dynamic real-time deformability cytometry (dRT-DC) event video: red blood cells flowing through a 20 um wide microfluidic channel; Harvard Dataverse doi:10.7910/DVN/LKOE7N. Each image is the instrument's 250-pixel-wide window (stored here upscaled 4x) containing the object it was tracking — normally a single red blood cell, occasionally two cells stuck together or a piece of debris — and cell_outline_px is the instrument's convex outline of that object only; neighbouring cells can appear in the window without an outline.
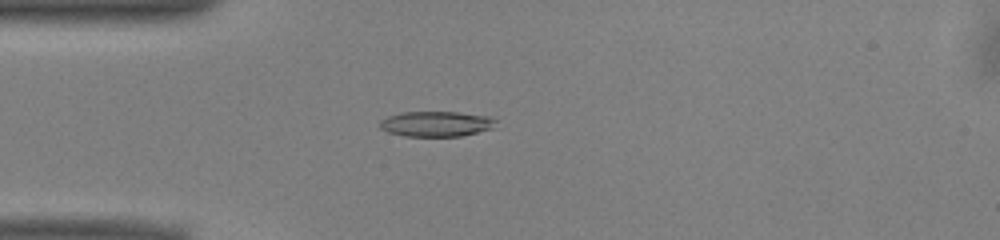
{"species": "common noctule bat (a hibernating species)", "species_latin": "Nyctalus noctula", "temperature_condition": "warm", "stored_images_in_passage": 42, "camera_frame_rate_fps": 3000, "um_per_image_px": 0.085, "animal": {"sex": "male", "body_mass_g": 13.0, "forearm_length_mm": 53.1}, "frame": {"image": 1, "passage_image": 4, "time_ms": 1.0, "image_size_px": [1000, 240], "cell_outline_px": [[496, 128], [460, 136], [404, 136], [388, 132], [380, 128], [380, 120], [388, 116], [400, 112], [456, 112], [488, 116], [496, 120]], "centroid_in_image_um": [37.09, 10.53], "position_along_channel_um": 47.9, "area_um2": 17.17}}
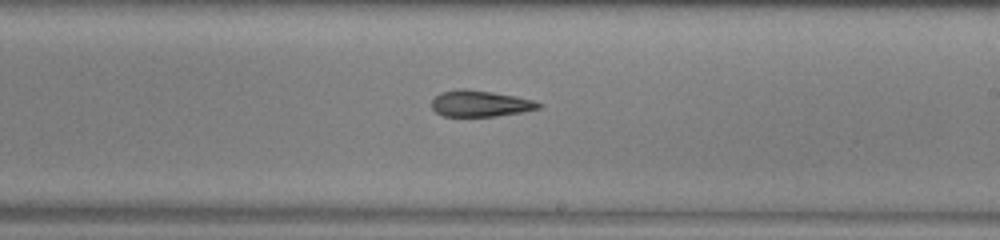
{"frame": {"image": 2, "passage_image": 20, "time_ms": 6.333, "image_size_px": [1000, 240], "cell_outline_px": [[544, 104], [540, 108], [524, 112], [496, 116], [444, 116], [436, 112], [432, 108], [432, 100], [440, 92], [460, 88], [464, 88], [492, 92], [516, 96], [532, 100]], "centroid_in_image_um": [40.83, 8.8], "position_along_channel_um": 248.2, "area_um2": 16.42}}
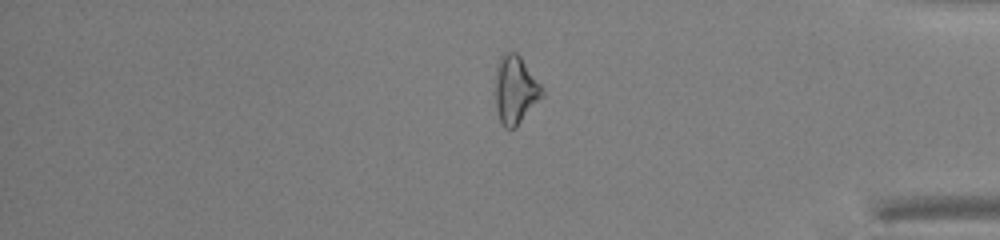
{"frame": {"image": 3, "passage_image": 33, "time_ms": 10.667, "image_size_px": [1000, 240], "cell_outline_px": [[544, 96], [516, 128], [504, 128], [500, 120], [496, 108], [496, 64], [500, 56], [504, 52], [516, 52], [520, 56], [540, 84], [544, 92]], "centroid_in_image_um": [43.81, 7.64], "position_along_channel_um": 391.4, "area_um2": 18.61}, "authors_computed_cell_mechanics": {"area_um2": 17.34, "velocity_mm_per_s": 3.9741, "shape_relaxation_time_tau1_ms": null, "shape_relaxation_time_tau2_ms": 7.5923, "deformation_change_tau1": null, "deformation_change_tau2": 0.202}}